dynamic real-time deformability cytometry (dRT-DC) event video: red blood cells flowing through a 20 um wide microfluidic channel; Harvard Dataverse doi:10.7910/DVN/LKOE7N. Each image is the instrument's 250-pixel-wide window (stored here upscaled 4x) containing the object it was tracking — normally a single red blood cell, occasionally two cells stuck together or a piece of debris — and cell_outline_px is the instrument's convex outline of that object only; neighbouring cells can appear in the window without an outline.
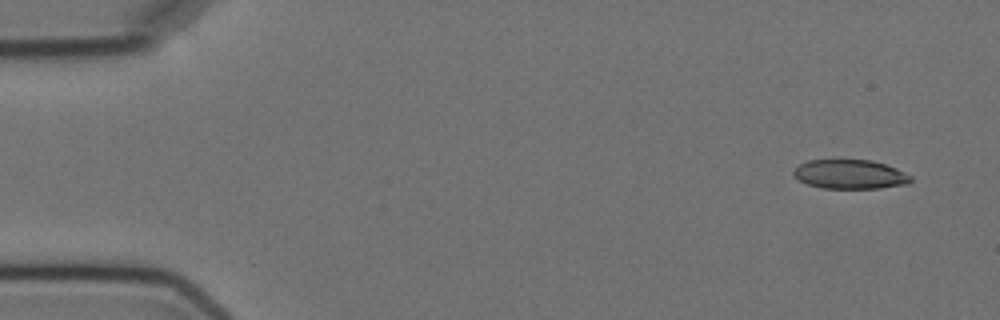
{"species": "Egyptian fruit bat (a non-hibernating species)", "species_latin": "Rousettus aegyptiacus", "temperature_condition": "cold", "stored_images_in_passage": 3, "segment_of_instrument_passage": [2, 2], "camera_frame_rate_fps": 3000, "um_per_image_px": 0.085, "animal": {"sex": "female"}, "frame": {"image": 1, "passage_image": 3, "time_ms": 2.333, "image_size_px": [1000, 320], "cell_outline_px": [[912, 180], [908, 184], [880, 188], [820, 188], [808, 184], [800, 180], [792, 172], [800, 164], [808, 160], [872, 160], [896, 168], [912, 176]], "centroid_in_image_um": [72.28, 14.82], "position_along_channel_um": 12.7, "area_um2": 19.83}}